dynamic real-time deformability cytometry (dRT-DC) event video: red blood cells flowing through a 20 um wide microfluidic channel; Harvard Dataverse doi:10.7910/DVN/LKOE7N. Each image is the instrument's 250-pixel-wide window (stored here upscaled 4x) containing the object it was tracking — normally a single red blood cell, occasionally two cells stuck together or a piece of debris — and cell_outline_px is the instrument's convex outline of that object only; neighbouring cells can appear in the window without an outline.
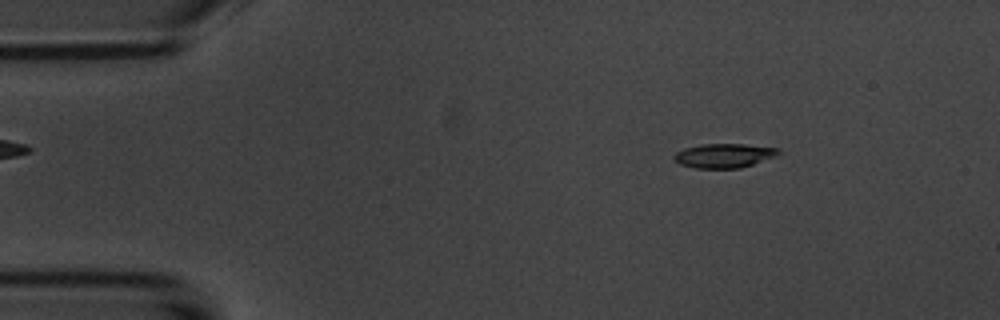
{"species": "common noctule bat (a hibernating species)", "species_latin": "Nyctalus noctula", "temperature_condition": "room temperature", "stored_images_in_passage": 3, "camera_frame_rate_fps": 3000, "um_per_image_px": 0.085, "animal": {"sex": "male", "body_mass_g": 20.1, "forearm_length_mm": 53.5}, "frame": {"image": 1, "passage_image": 1, "time_ms": 0.0, "image_size_px": [1000, 320], "cell_outline_px": [[784, 152], [752, 164], [740, 168], [696, 168], [680, 164], [672, 156], [676, 152], [684, 148], [704, 144], [744, 144], [780, 148]], "centroid_in_image_um": [61.55, 13.22], "position_along_channel_um": 23.4, "area_um2": 14.62}}